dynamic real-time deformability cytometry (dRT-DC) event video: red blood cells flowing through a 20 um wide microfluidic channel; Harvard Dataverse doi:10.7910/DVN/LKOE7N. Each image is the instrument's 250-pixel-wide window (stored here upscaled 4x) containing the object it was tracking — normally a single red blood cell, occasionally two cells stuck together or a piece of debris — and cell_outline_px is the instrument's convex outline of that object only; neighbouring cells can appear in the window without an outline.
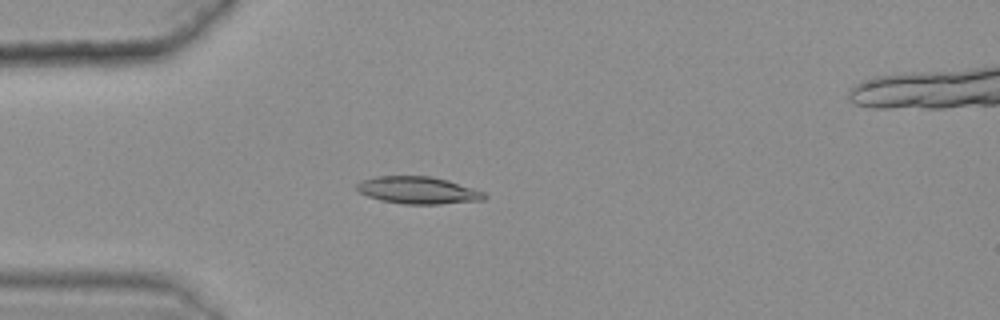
{"species": "common noctule bat (a hibernating species)", "species_latin": "Nyctalus noctula", "temperature_condition": "warm", "stored_images_in_passage": 45, "camera_frame_rate_fps": 3000, "um_per_image_px": 0.085, "animal": {"sex": "female", "body_mass_g": 25.1}, "frame": {"image": 1, "passage_image": 15, "time_ms": 4.667, "image_size_px": [1000, 320], "cell_outline_px": [[488, 196], [484, 200], [440, 204], [404, 204], [380, 200], [368, 196], [360, 192], [356, 188], [356, 184], [360, 180], [376, 176], [428, 176], [448, 180], [484, 192]], "centroid_in_image_um": [35.52, 16.17], "position_along_channel_um": 49.5, "area_um2": 20.23}}
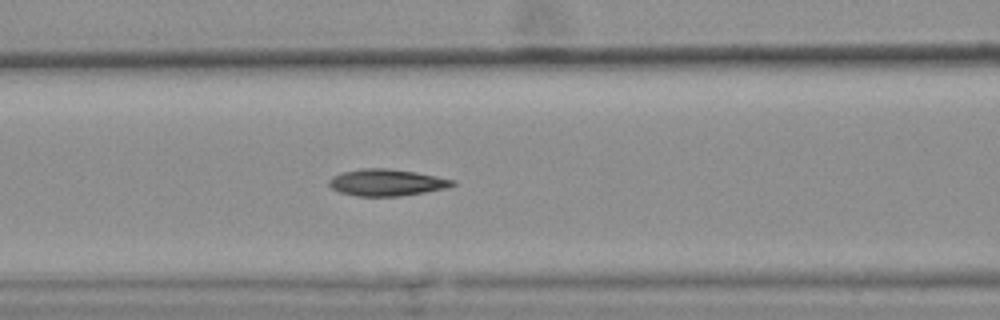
{"frame": {"image": 2, "passage_image": 23, "time_ms": 7.333, "image_size_px": [1000, 320], "cell_outline_px": [[456, 184], [444, 188], [424, 192], [400, 196], [356, 196], [340, 192], [332, 188], [328, 184], [328, 180], [332, 176], [344, 172], [368, 168], [388, 168], [412, 172], [456, 180]], "centroid_in_image_um": [32.83, 15.52], "position_along_channel_um": 133.8, "area_um2": 18.9}}
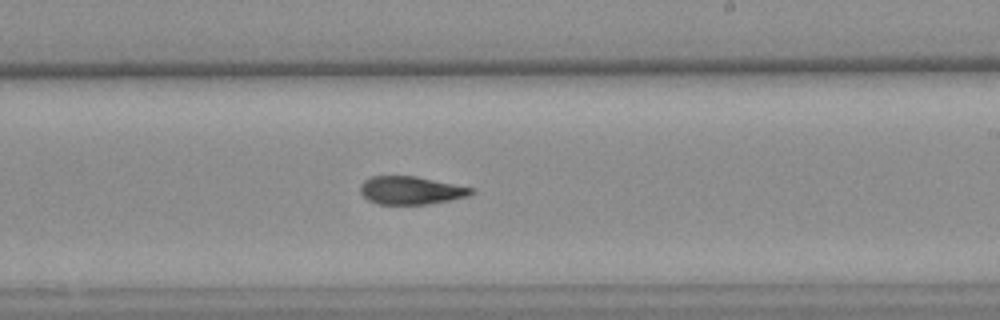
{"frame": {"image": 3, "passage_image": 33, "time_ms": 10.667, "image_size_px": [1000, 320], "cell_outline_px": [[472, 192], [468, 196], [428, 204], [380, 204], [368, 200], [360, 192], [360, 188], [364, 180], [372, 176], [416, 176], [472, 188]], "centroid_in_image_um": [34.88, 16.18], "position_along_channel_um": 254.1, "area_um2": 17.8}, "authors_computed_cell_mechanics": {"area_um2": 19.074, "velocity_mm_per_s": 3.6177, "shape_relaxation_time_tau1_ms": 8.5195, "shape_relaxation_time_tau2_ms": 9.8072, "deformation_change_tau1": 0.2137, "deformation_change_tau2": 0.1732}}